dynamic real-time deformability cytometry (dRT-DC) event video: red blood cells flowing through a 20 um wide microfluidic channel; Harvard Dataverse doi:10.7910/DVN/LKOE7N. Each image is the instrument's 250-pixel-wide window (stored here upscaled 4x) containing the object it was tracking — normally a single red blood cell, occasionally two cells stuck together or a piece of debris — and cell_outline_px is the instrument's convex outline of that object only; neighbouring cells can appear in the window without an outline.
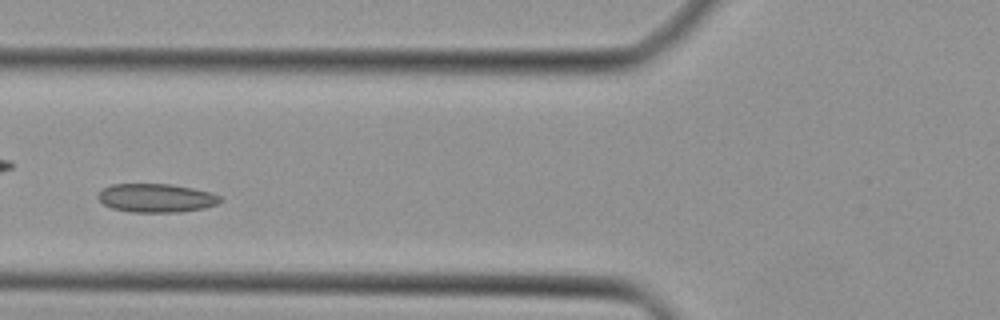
{"species": "Egyptian fruit bat (a non-hibernating species)", "species_latin": "Rousettus aegyptiacus", "temperature_condition": "cold", "stored_images_in_passage": 39, "camera_frame_rate_fps": 3000, "um_per_image_px": 0.085, "animal": {"sex": "female"}, "frame": {"image": 1, "passage_image": 10, "time_ms": 3.0, "image_size_px": [1000, 320], "cell_outline_px": [[224, 200], [216, 204], [204, 208], [180, 212], [128, 212], [112, 208], [104, 204], [96, 196], [104, 188], [112, 184], [172, 184], [212, 192], [220, 196]], "centroid_in_image_um": [13.3, 16.83], "position_along_channel_um": 112.5, "area_um2": 20.46}}
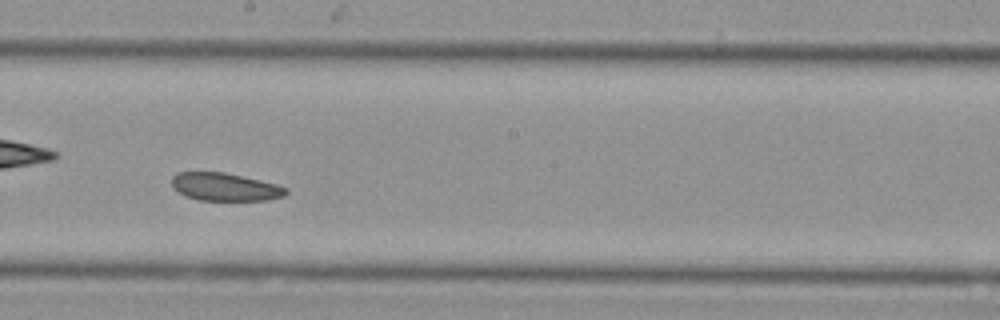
{"frame": {"image": 2, "passage_image": 18, "time_ms": 5.667, "image_size_px": [1000, 320], "cell_outline_px": [[288, 192], [284, 196], [268, 200], [200, 200], [184, 196], [172, 188], [172, 176], [180, 172], [224, 172], [260, 180], [276, 184], [288, 188]], "centroid_in_image_um": [19.12, 15.89], "position_along_channel_um": 229.1, "area_um2": 18.61}}
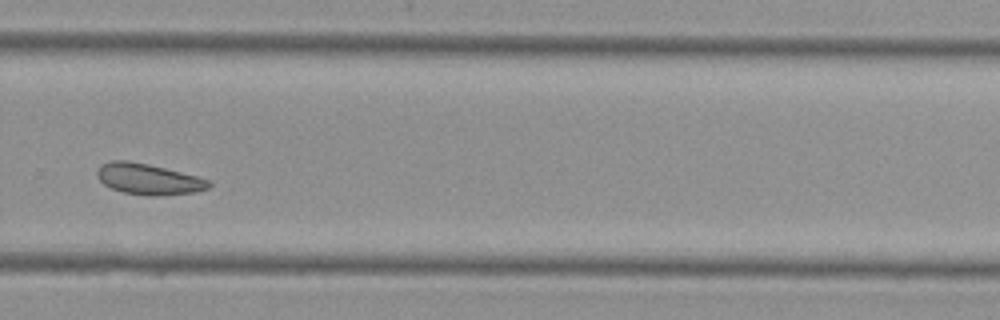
{"frame": {"image": 3, "passage_image": 24, "time_ms": 7.667, "image_size_px": [1000, 320], "cell_outline_px": [[212, 184], [208, 188], [196, 192], [160, 196], [148, 196], [124, 192], [112, 188], [104, 184], [96, 176], [96, 172], [100, 164], [112, 160], [128, 160], [148, 164], [196, 176], [208, 180]], "centroid_in_image_um": [12.59, 15.22], "position_along_channel_um": 317.2, "area_um2": 20.11}}